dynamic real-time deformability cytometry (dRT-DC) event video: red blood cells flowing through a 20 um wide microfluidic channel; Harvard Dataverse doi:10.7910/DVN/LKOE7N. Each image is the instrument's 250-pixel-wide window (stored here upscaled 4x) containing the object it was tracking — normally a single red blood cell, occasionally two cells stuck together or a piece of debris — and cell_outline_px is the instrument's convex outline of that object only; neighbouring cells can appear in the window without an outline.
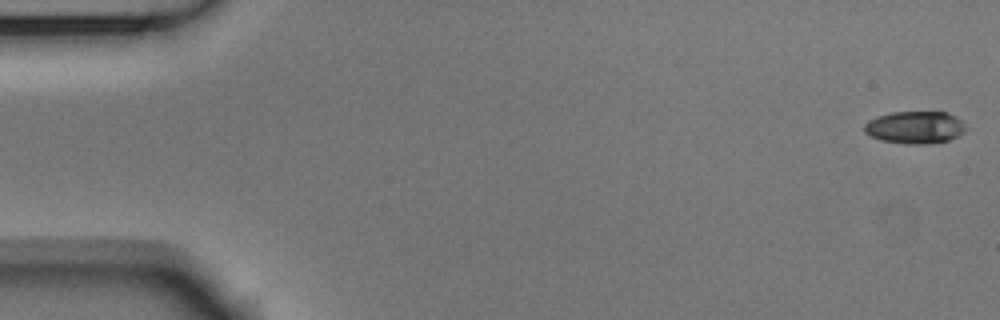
{"species": "Egyptian fruit bat (a non-hibernating species)", "species_latin": "Rousettus aegyptiacus", "temperature_condition": "room temperature", "stored_images_in_passage": 54, "camera_frame_rate_fps": 3000, "um_per_image_px": 0.085, "animal": {"sex": "male"}, "frame": {"image": 1, "passage_image": 1, "time_ms": 0.0, "image_size_px": [1000, 320], "cell_outline_px": [[964, 132], [948, 140], [928, 144], [908, 144], [880, 140], [864, 132], [864, 124], [868, 120], [876, 116], [892, 112], [948, 112], [956, 116], [960, 120], [964, 128]], "centroid_in_image_um": [77.73, 10.82], "position_along_channel_um": 7.3, "area_um2": 19.07}}
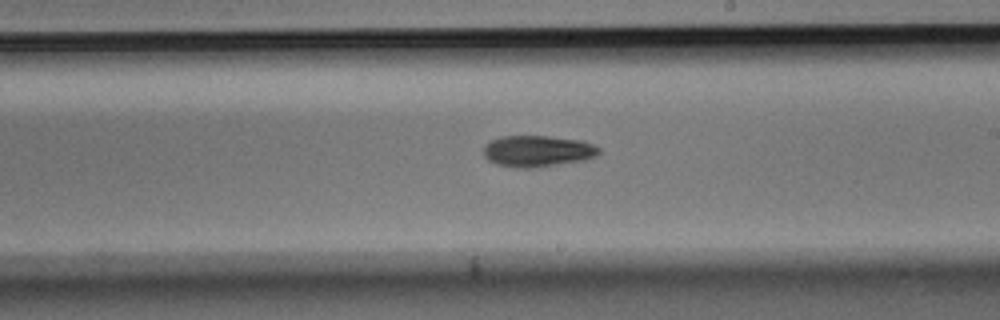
{"frame": {"image": 2, "passage_image": 31, "time_ms": 10.0, "image_size_px": [1000, 320], "cell_outline_px": [[600, 152], [596, 156], [584, 160], [532, 168], [516, 168], [496, 164], [488, 160], [484, 156], [484, 144], [500, 136], [548, 136], [584, 140], [600, 148]], "centroid_in_image_um": [45.69, 12.84], "position_along_channel_um": 243.3, "area_um2": 21.21}}
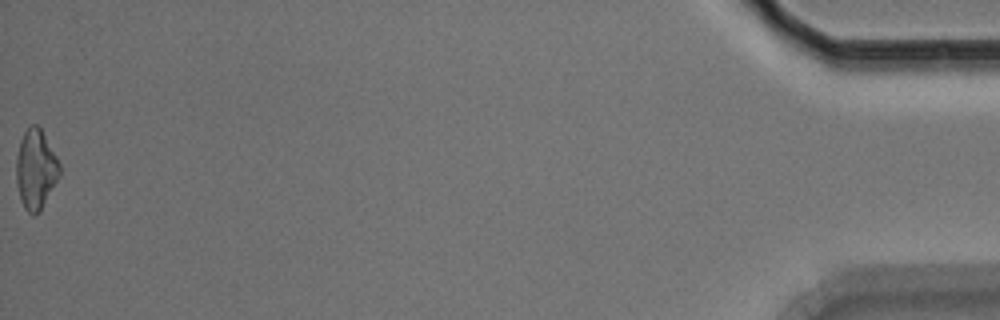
{"frame": {"image": 3, "passage_image": 54, "time_ms": 17.667, "image_size_px": [1000, 320], "cell_outline_px": [[60, 176], [40, 212], [32, 216], [24, 208], [20, 200], [16, 180], [16, 156], [20, 140], [24, 132], [32, 124], [36, 124], [40, 128], [56, 156], [60, 164]], "centroid_in_image_um": [3.03, 14.43], "position_along_channel_um": 432.2, "area_um2": 20.17}, "authors_computed_cell_mechanics": {"area_um2": 20.1144, "velocity_mm_per_s": 3.7543, "shape_relaxation_time_tau1_ms": 4.6729, "shape_relaxation_time_tau2_ms": null, "deformation_change_tau1": 0.1264, "deformation_change_tau2": null}}